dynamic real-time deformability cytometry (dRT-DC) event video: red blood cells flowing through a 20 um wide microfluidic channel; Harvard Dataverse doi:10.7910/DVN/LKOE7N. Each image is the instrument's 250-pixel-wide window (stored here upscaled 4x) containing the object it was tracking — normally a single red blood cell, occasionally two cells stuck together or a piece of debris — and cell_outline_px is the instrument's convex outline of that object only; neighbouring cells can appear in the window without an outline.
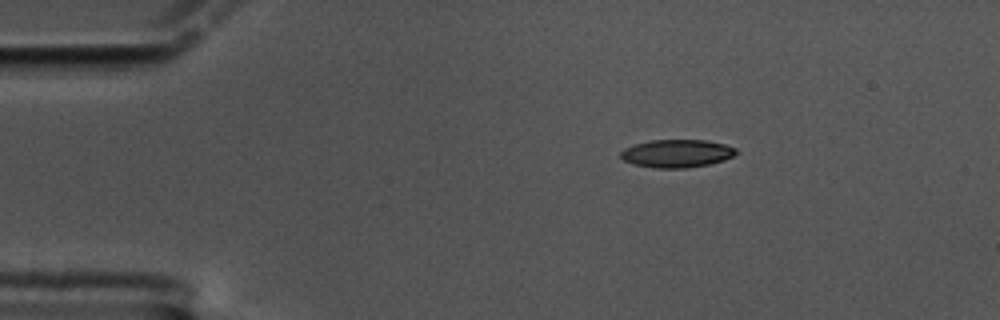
{"species": "common noctule bat (a hibernating species)", "species_latin": "Nyctalus noctula", "temperature_condition": "cold", "stored_images_in_passage": 50, "camera_frame_rate_fps": 3000, "um_per_image_px": 0.085, "animal": {"sex": "male", "body_mass_g": 17.5, "forearm_length_mm": 52.3}, "frame": {"image": 1, "passage_image": 1, "time_ms": 0.0, "image_size_px": [1000, 320], "cell_outline_px": [[736, 152], [732, 156], [724, 160], [708, 164], [688, 168], [656, 168], [632, 164], [624, 160], [620, 156], [620, 152], [624, 148], [648, 140], [708, 140], [724, 144], [736, 148]], "centroid_in_image_um": [57.51, 13.04], "position_along_channel_um": 27.5, "area_um2": 18.79}}
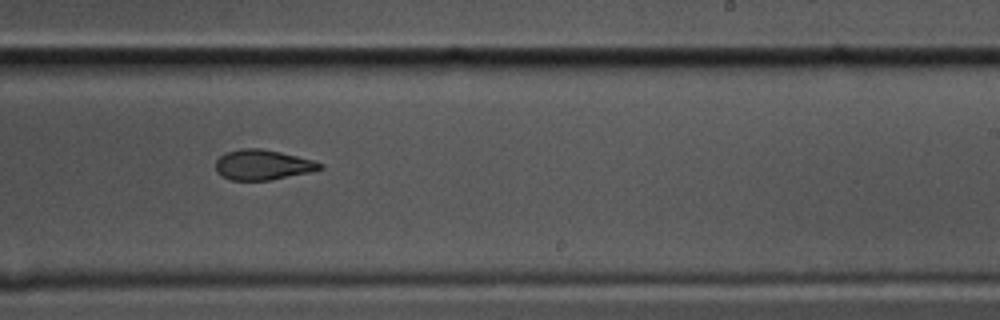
{"frame": {"image": 2, "passage_image": 27, "time_ms": 8.667, "image_size_px": [1000, 320], "cell_outline_px": [[324, 168], [312, 172], [272, 180], [232, 180], [216, 172], [216, 160], [224, 152], [244, 148], [260, 148], [280, 152], [312, 160], [324, 164]], "centroid_in_image_um": [22.35, 14.01], "position_along_channel_um": 266.7, "area_um2": 18.38}}
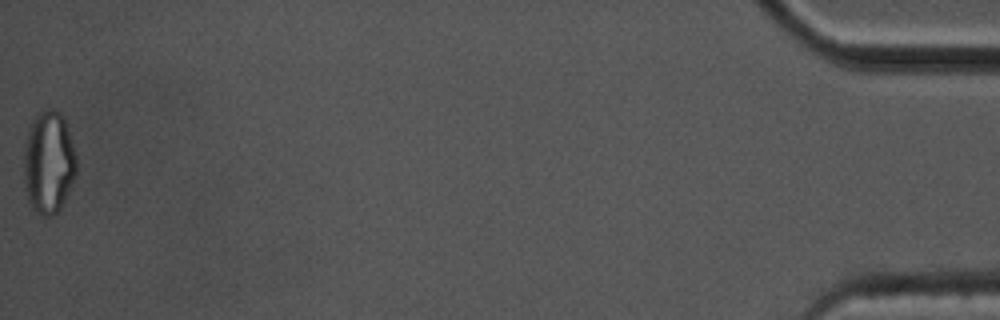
{"frame": {"image": 3, "passage_image": 50, "time_ms": 16.333, "image_size_px": [1000, 320], "cell_outline_px": [[76, 176], [60, 208], [52, 216], [40, 216], [28, 204], [24, 188], [24, 148], [28, 132], [32, 120], [36, 112], [44, 108], [52, 108], [60, 112], [64, 116], [76, 156]], "centroid_in_image_um": [4.12, 13.79], "position_along_channel_um": 431.1, "area_um2": 31.96}, "authors_computed_cell_mechanics": {"area_um2": 19.5364, "velocity_mm_per_s": 3.4259, "shape_relaxation_time_tau1_ms": null, "shape_relaxation_time_tau2_ms": 4.123, "deformation_change_tau1": null, "deformation_change_tau2": 0.111}}